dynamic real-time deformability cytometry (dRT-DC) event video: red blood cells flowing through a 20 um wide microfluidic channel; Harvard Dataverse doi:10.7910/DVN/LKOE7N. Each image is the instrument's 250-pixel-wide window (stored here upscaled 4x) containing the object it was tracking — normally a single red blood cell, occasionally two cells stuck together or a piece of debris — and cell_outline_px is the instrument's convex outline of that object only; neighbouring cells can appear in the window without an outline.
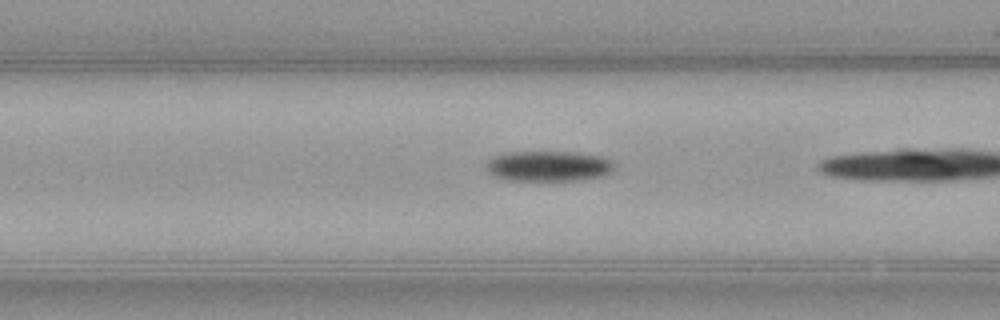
{"species": "common noctule bat (a hibernating species)", "species_latin": "Nyctalus noctula", "temperature_condition": "warm", "stored_images_in_passage": 20, "camera_frame_rate_fps": 3000, "um_per_image_px": 0.085, "animal": {"sex": "female", "body_mass_g": 21.9}, "frame": {"image": 1, "passage_image": 16, "time_ms": 5.0, "image_size_px": [1000, 320], "cell_outline_px": [[616, 164], [612, 172], [600, 176], [580, 180], [540, 184], [504, 180], [492, 176], [484, 168], [484, 164], [492, 156], [508, 152], [576, 152], [604, 156]], "centroid_in_image_um": [46.56, 14.17], "position_along_channel_um": 120.0, "area_um2": 24.22}}
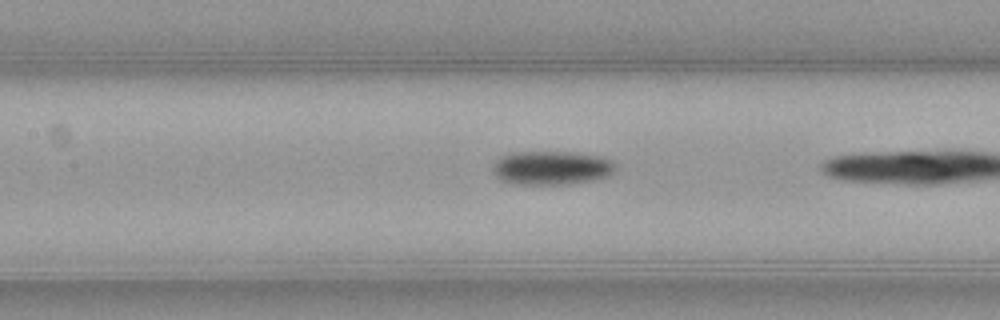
{"frame": {"image": 2, "passage_image": 19, "time_ms": 6.0, "image_size_px": [1000, 320], "cell_outline_px": [[616, 168], [608, 176], [592, 180], [568, 184], [512, 184], [500, 180], [492, 172], [492, 168], [496, 160], [500, 156], [512, 152], [580, 152], [604, 156], [612, 160], [616, 164]], "centroid_in_image_um": [46.89, 14.25], "position_along_channel_um": 160.5, "area_um2": 24.62}}